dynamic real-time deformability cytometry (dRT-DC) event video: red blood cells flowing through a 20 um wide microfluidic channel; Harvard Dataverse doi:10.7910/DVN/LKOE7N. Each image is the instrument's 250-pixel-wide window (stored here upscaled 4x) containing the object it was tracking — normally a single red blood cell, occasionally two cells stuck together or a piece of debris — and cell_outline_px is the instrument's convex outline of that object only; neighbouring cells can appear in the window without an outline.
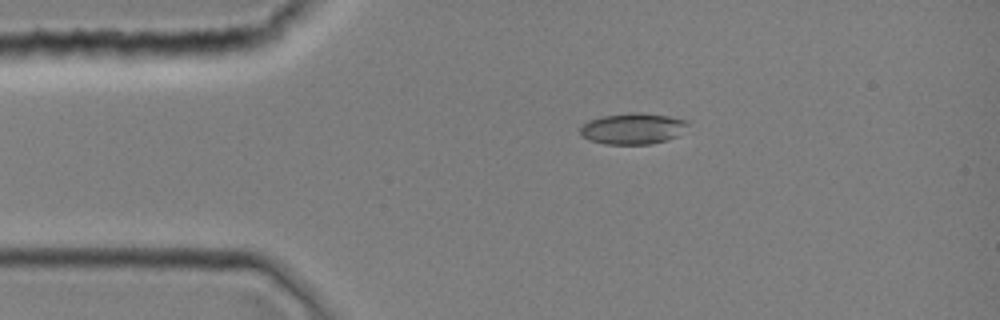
{"species": "common noctule bat (a hibernating species)", "species_latin": "Nyctalus noctula", "temperature_condition": "room temperature", "stored_images_in_passage": 2, "camera_frame_rate_fps": 3000, "um_per_image_px": 0.085, "animal": {"sex": "female", "body_mass_g": 19.0, "forearm_length_mm": 51.5}, "frame": {"image": 1, "passage_image": 1, "time_ms": 0.0, "image_size_px": [1000, 320], "cell_outline_px": [[688, 124], [676, 136], [652, 144], [604, 144], [588, 140], [580, 136], [580, 128], [588, 120], [604, 116], [632, 112], [640, 112], [668, 116], [684, 120]], "centroid_in_image_um": [53.71, 10.93], "position_along_channel_um": 31.3, "area_um2": 19.31}}